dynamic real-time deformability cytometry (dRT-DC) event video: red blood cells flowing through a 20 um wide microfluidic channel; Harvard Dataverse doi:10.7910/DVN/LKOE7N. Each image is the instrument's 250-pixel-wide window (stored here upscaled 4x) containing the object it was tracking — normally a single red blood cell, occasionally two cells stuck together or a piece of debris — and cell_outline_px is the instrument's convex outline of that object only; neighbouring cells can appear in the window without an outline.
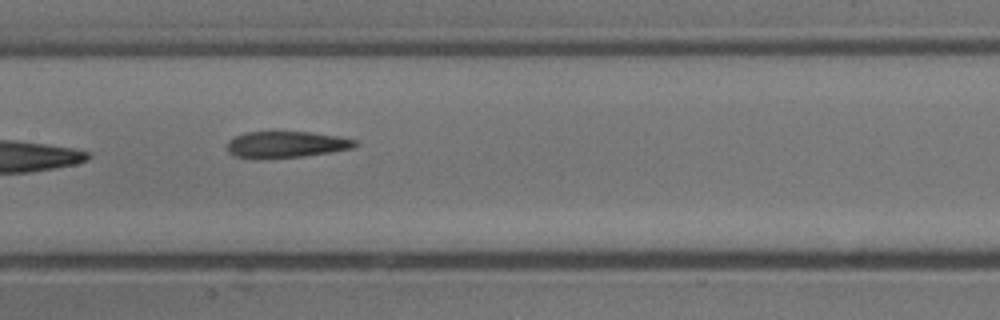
{"species": "common noctule bat (a hibernating species)", "species_latin": "Nyctalus noctula", "temperature_condition": "cold", "stored_images_in_passage": 5, "camera_frame_rate_fps": 3000, "um_per_image_px": 0.085, "animal": {"sex": "male", "body_mass_g": 13.3}, "frame": {"image": 1, "passage_image": 4, "time_ms": 1.0, "image_size_px": [1000, 320], "cell_outline_px": [[356, 144], [352, 148], [332, 152], [300, 156], [260, 160], [256, 160], [236, 156], [228, 152], [228, 140], [244, 132], [312, 132], [336, 136], [356, 140]], "centroid_in_image_um": [24.27, 12.3], "position_along_channel_um": 183.1, "area_um2": 19.77}}